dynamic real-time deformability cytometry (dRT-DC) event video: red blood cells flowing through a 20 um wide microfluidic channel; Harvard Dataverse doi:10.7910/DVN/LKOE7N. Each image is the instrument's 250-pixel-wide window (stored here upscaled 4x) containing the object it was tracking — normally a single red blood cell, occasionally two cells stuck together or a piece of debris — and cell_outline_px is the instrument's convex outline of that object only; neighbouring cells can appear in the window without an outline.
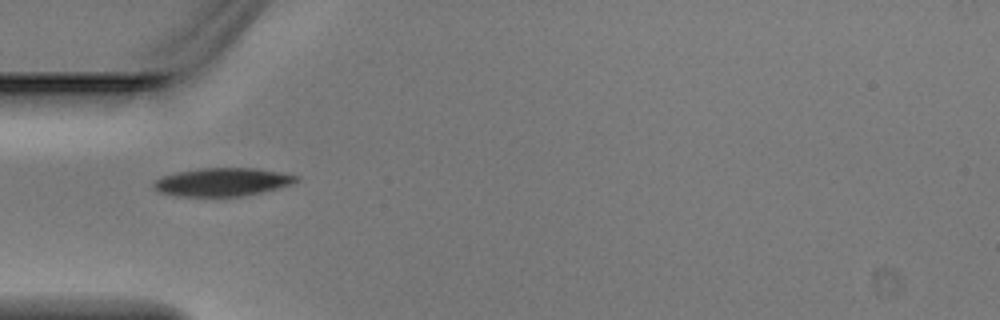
{"species": "Egyptian fruit bat (a non-hibernating species)", "species_latin": "Rousettus aegyptiacus", "temperature_condition": "warm", "stored_images_in_passage": 3, "camera_frame_rate_fps": 3000, "um_per_image_px": 0.085, "animal": {"sex": "male"}, "frame": {"image": 1, "passage_image": 3, "time_ms": 0.667, "image_size_px": [1000, 320], "cell_outline_px": [[300, 180], [292, 184], [260, 192], [240, 196], [176, 196], [160, 192], [152, 184], [156, 180], [164, 176], [176, 172], [200, 168], [256, 168], [280, 172], [296, 176]], "centroid_in_image_um": [18.9, 15.46], "position_along_channel_um": 66.1, "area_um2": 23.12}}